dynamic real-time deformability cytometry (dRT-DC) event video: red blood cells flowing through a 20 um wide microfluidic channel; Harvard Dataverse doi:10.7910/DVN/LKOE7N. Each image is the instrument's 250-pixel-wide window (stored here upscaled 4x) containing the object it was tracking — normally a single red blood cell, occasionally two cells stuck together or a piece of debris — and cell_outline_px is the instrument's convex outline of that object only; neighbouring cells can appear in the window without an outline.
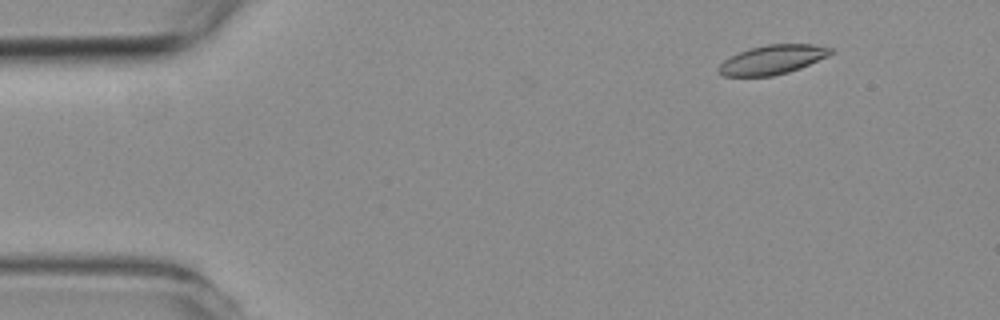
{"species": "common noctule bat (a hibernating species)", "species_latin": "Nyctalus noctula", "temperature_condition": "room temperature", "stored_images_in_passage": 5, "camera_frame_rate_fps": 3000, "um_per_image_px": 0.085, "animal": {"sex": "female", "body_mass_g": 19.3, "forearm_length_mm": 54.1}, "frame": {"image": 1, "passage_image": 2, "time_ms": 1.333, "image_size_px": [1000, 320], "cell_outline_px": [[832, 52], [828, 56], [800, 68], [788, 72], [772, 76], [724, 76], [716, 68], [724, 60], [740, 52], [752, 48], [768, 44], [816, 44], [832, 48]], "centroid_in_image_um": [65.67, 5.07], "position_along_channel_um": 19.3, "area_um2": 18.84}}
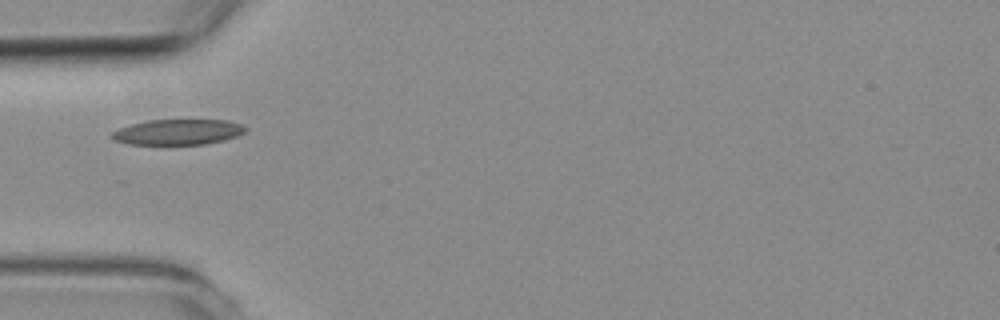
{"frame": {"image": 2, "passage_image": 5, "time_ms": 5.0, "image_size_px": [1000, 320], "cell_outline_px": [[248, 128], [244, 132], [236, 136], [224, 140], [204, 144], [128, 144], [116, 140], [112, 136], [112, 132], [120, 128], [132, 124], [148, 120], [228, 120], [240, 124]], "centroid_in_image_um": [15.15, 11.22], "position_along_channel_um": 69.8, "area_um2": 19.59}}